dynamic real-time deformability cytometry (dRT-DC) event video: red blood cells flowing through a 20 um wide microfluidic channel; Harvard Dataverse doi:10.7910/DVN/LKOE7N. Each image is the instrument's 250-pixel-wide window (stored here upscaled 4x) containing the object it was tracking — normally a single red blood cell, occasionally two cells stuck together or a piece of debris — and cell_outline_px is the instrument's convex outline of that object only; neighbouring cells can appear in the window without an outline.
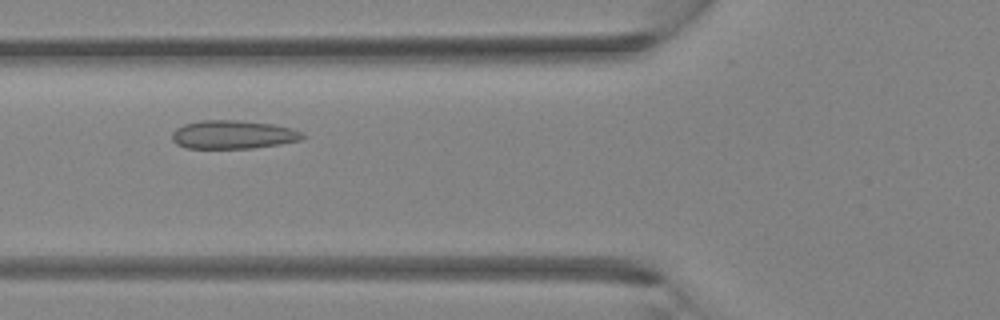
{"species": "Egyptian fruit bat (a non-hibernating species)", "species_latin": "Rousettus aegyptiacus", "temperature_condition": "room temperature", "stored_images_in_passage": 4, "camera_frame_rate_fps": 3000, "um_per_image_px": 0.085, "animal": {"sex": "female"}, "frame": {"image": 1, "passage_image": 4, "time_ms": 1.0, "image_size_px": [1000, 320], "cell_outline_px": [[304, 136], [300, 140], [280, 144], [252, 148], [184, 148], [176, 144], [172, 140], [172, 132], [176, 128], [184, 124], [200, 120], [236, 120], [272, 124], [292, 128], [304, 132]], "centroid_in_image_um": [19.79, 11.44], "position_along_channel_um": 106.0, "area_um2": 21.73}}